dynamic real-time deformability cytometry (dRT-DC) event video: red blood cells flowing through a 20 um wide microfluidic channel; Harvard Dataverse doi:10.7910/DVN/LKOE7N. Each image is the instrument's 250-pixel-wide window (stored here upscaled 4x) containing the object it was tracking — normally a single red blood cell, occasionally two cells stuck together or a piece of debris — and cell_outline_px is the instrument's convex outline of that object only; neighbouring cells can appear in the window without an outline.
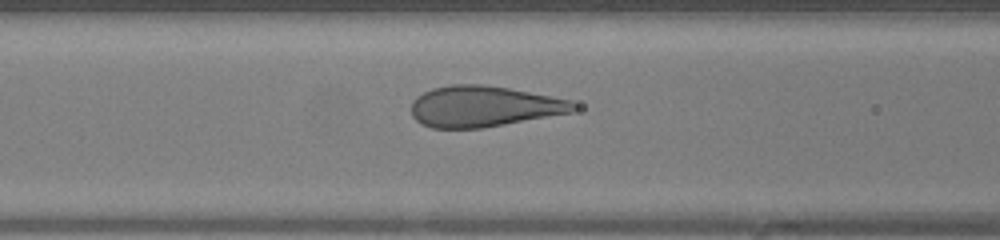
{"species": "human", "species_latin": "Homo sapiens", "temperature_condition": "warm", "stored_images_in_passage": 40, "camera_frame_rate_fps": 3000, "um_per_image_px": 0.085, "donor": {"sex": "female"}, "frame": {"image": 1, "passage_image": 15, "time_ms": 4.667, "image_size_px": [1000, 240], "cell_outline_px": [[576, 108], [572, 112], [484, 128], [432, 128], [420, 124], [412, 116], [412, 100], [416, 96], [432, 88], [448, 84], [480, 84], [508, 88], [572, 100], [576, 104]], "centroid_in_image_um": [41.08, 9.04], "position_along_channel_um": 125.5, "area_um2": 38.78}}
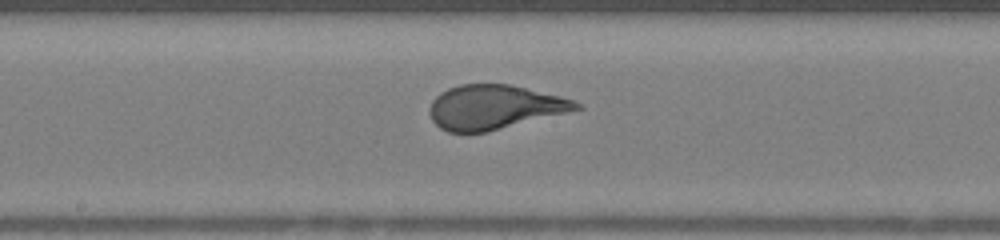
{"frame": {"image": 2, "passage_image": 20, "time_ms": 6.333, "image_size_px": [1000, 240], "cell_outline_px": [[584, 108], [488, 132], [448, 132], [440, 128], [432, 120], [428, 112], [428, 108], [432, 100], [440, 92], [448, 88], [460, 84], [508, 84], [560, 96], [572, 100], [580, 104]], "centroid_in_image_um": [41.97, 9.11], "position_along_channel_um": 206.2, "area_um2": 37.8}}
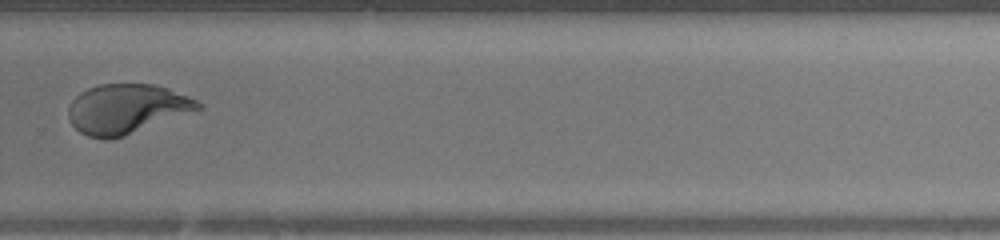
{"frame": {"image": 3, "passage_image": 27, "time_ms": 8.667, "image_size_px": [1000, 240], "cell_outline_px": [[204, 108], [124, 136], [108, 140], [104, 140], [88, 136], [80, 132], [72, 124], [68, 116], [68, 108], [72, 100], [80, 92], [88, 88], [100, 84], [156, 84], [168, 88], [196, 100], [204, 104]], "centroid_in_image_um": [10.76, 9.26], "position_along_channel_um": 319.0, "area_um2": 37.51}}